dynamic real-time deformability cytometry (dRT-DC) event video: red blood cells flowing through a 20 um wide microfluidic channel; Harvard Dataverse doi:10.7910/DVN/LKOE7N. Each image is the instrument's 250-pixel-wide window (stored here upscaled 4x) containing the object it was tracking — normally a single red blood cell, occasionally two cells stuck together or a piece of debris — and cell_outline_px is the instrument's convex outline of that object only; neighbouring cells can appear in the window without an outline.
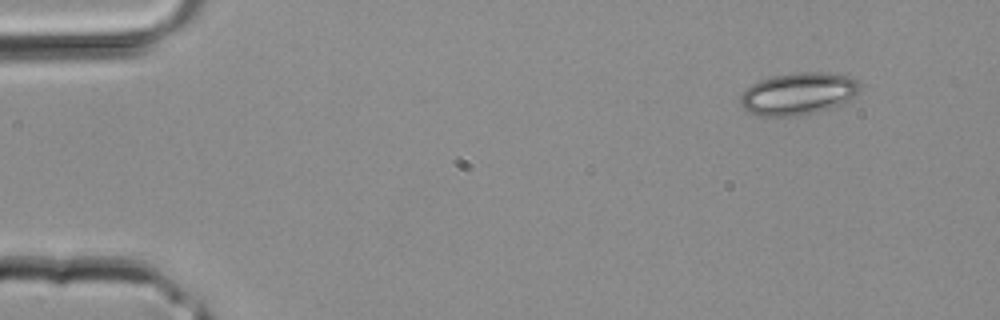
{"species": "common noctule bat (a hibernating species)", "species_latin": "Nyctalus noctula", "temperature_condition": "room temperature", "stored_images_in_passage": 3, "camera_frame_rate_fps": 3000, "um_per_image_px": 0.085, "animal": {"sex": "male", "body_mass_g": 20.4}, "frame": {"image": 1, "passage_image": 1, "time_ms": 0.0, "image_size_px": [1000, 320], "cell_outline_px": [[860, 92], [856, 96], [840, 104], [816, 112], [800, 116], [764, 116], [748, 112], [740, 104], [740, 96], [752, 84], [760, 80], [772, 76], [792, 72], [824, 72], [848, 76], [856, 80], [860, 84]], "centroid_in_image_um": [67.86, 7.96], "position_along_channel_um": 17.1, "area_um2": 29.42}}